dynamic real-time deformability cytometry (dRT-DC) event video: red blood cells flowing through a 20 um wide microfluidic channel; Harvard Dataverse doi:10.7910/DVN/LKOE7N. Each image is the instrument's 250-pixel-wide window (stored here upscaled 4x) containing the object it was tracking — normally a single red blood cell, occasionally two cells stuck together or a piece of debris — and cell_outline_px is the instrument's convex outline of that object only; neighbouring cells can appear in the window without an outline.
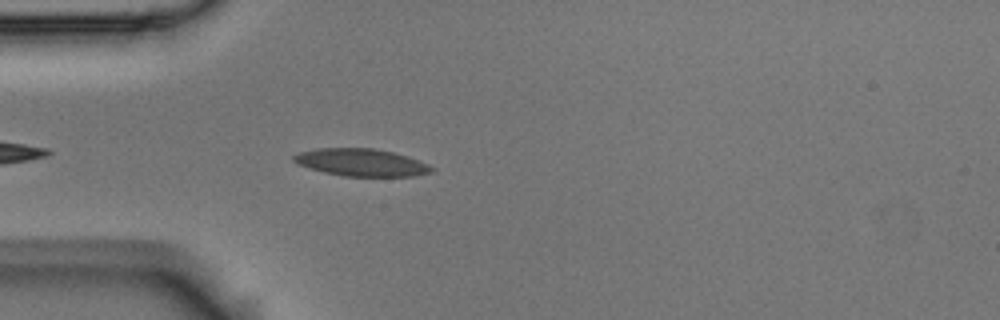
{"species": "Egyptian fruit bat (a non-hibernating species)", "species_latin": "Rousettus aegyptiacus", "temperature_condition": "room temperature", "stored_images_in_passage": 5, "camera_frame_rate_fps": 3000, "um_per_image_px": 0.085, "animal": {"sex": "male"}, "frame": {"image": 1, "passage_image": 5, "time_ms": 1.333, "image_size_px": [1000, 320], "cell_outline_px": [[436, 168], [432, 172], [412, 176], [344, 176], [324, 172], [296, 164], [292, 160], [292, 156], [300, 152], [316, 148], [372, 148], [392, 152], [408, 156], [428, 164]], "centroid_in_image_um": [30.7, 13.8], "position_along_channel_um": 54.3, "area_um2": 22.02}}